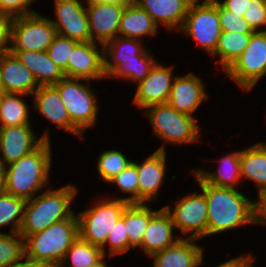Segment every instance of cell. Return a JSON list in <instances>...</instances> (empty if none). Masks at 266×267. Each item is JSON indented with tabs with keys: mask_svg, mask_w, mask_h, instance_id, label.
Listing matches in <instances>:
<instances>
[{
	"mask_svg": "<svg viewBox=\"0 0 266 267\" xmlns=\"http://www.w3.org/2000/svg\"><path fill=\"white\" fill-rule=\"evenodd\" d=\"M132 161L119 150H108L100 153L97 170L100 177L107 183L122 170H124Z\"/></svg>",
	"mask_w": 266,
	"mask_h": 267,
	"instance_id": "e575fe53",
	"label": "cell"
},
{
	"mask_svg": "<svg viewBox=\"0 0 266 267\" xmlns=\"http://www.w3.org/2000/svg\"><path fill=\"white\" fill-rule=\"evenodd\" d=\"M78 237V217L73 214L43 231L29 235L25 239V256L50 267H58Z\"/></svg>",
	"mask_w": 266,
	"mask_h": 267,
	"instance_id": "5b68a950",
	"label": "cell"
},
{
	"mask_svg": "<svg viewBox=\"0 0 266 267\" xmlns=\"http://www.w3.org/2000/svg\"><path fill=\"white\" fill-rule=\"evenodd\" d=\"M26 201L7 192L0 194V228L10 224L11 234L19 233Z\"/></svg>",
	"mask_w": 266,
	"mask_h": 267,
	"instance_id": "d6a6232c",
	"label": "cell"
},
{
	"mask_svg": "<svg viewBox=\"0 0 266 267\" xmlns=\"http://www.w3.org/2000/svg\"><path fill=\"white\" fill-rule=\"evenodd\" d=\"M81 78L64 77L53 85L59 92L71 122L83 133L85 128L94 126L98 105L90 87Z\"/></svg>",
	"mask_w": 266,
	"mask_h": 267,
	"instance_id": "9c48e42d",
	"label": "cell"
},
{
	"mask_svg": "<svg viewBox=\"0 0 266 267\" xmlns=\"http://www.w3.org/2000/svg\"><path fill=\"white\" fill-rule=\"evenodd\" d=\"M33 74L39 86L57 84L65 75L64 72L50 59L47 51H10Z\"/></svg>",
	"mask_w": 266,
	"mask_h": 267,
	"instance_id": "d4e9b609",
	"label": "cell"
},
{
	"mask_svg": "<svg viewBox=\"0 0 266 267\" xmlns=\"http://www.w3.org/2000/svg\"><path fill=\"white\" fill-rule=\"evenodd\" d=\"M158 211L151 210L144 203H129L127 205L121 217L125 221L129 249L131 247L135 249L141 245L149 221Z\"/></svg>",
	"mask_w": 266,
	"mask_h": 267,
	"instance_id": "f1b7e54d",
	"label": "cell"
},
{
	"mask_svg": "<svg viewBox=\"0 0 266 267\" xmlns=\"http://www.w3.org/2000/svg\"><path fill=\"white\" fill-rule=\"evenodd\" d=\"M194 0L180 30L192 37L210 54L215 52L221 35L218 0Z\"/></svg>",
	"mask_w": 266,
	"mask_h": 267,
	"instance_id": "ba28073f",
	"label": "cell"
},
{
	"mask_svg": "<svg viewBox=\"0 0 266 267\" xmlns=\"http://www.w3.org/2000/svg\"><path fill=\"white\" fill-rule=\"evenodd\" d=\"M97 42H79L72 51L67 64V77L92 79L107 78L104 73V48Z\"/></svg>",
	"mask_w": 266,
	"mask_h": 267,
	"instance_id": "e0dca14e",
	"label": "cell"
},
{
	"mask_svg": "<svg viewBox=\"0 0 266 267\" xmlns=\"http://www.w3.org/2000/svg\"><path fill=\"white\" fill-rule=\"evenodd\" d=\"M108 243L109 255L122 254L129 250V239L127 236L125 221L120 217L114 228L109 232L105 244L101 247L102 253L105 256L104 246Z\"/></svg>",
	"mask_w": 266,
	"mask_h": 267,
	"instance_id": "74e56055",
	"label": "cell"
},
{
	"mask_svg": "<svg viewBox=\"0 0 266 267\" xmlns=\"http://www.w3.org/2000/svg\"><path fill=\"white\" fill-rule=\"evenodd\" d=\"M218 15L222 32L253 33L249 24L234 13L225 9L218 1Z\"/></svg>",
	"mask_w": 266,
	"mask_h": 267,
	"instance_id": "f35d334b",
	"label": "cell"
},
{
	"mask_svg": "<svg viewBox=\"0 0 266 267\" xmlns=\"http://www.w3.org/2000/svg\"><path fill=\"white\" fill-rule=\"evenodd\" d=\"M194 0H135L156 22L163 23L167 29L180 30Z\"/></svg>",
	"mask_w": 266,
	"mask_h": 267,
	"instance_id": "603a6c76",
	"label": "cell"
},
{
	"mask_svg": "<svg viewBox=\"0 0 266 267\" xmlns=\"http://www.w3.org/2000/svg\"><path fill=\"white\" fill-rule=\"evenodd\" d=\"M109 184H116L120 190L125 193H131L132 196L123 198L129 203H139V186H138V172L136 165L131 162L118 175L113 177Z\"/></svg>",
	"mask_w": 266,
	"mask_h": 267,
	"instance_id": "8d00e7d4",
	"label": "cell"
},
{
	"mask_svg": "<svg viewBox=\"0 0 266 267\" xmlns=\"http://www.w3.org/2000/svg\"><path fill=\"white\" fill-rule=\"evenodd\" d=\"M56 34L50 18L39 13L15 17L11 23L9 51H47Z\"/></svg>",
	"mask_w": 266,
	"mask_h": 267,
	"instance_id": "30bf717a",
	"label": "cell"
},
{
	"mask_svg": "<svg viewBox=\"0 0 266 267\" xmlns=\"http://www.w3.org/2000/svg\"><path fill=\"white\" fill-rule=\"evenodd\" d=\"M128 2L124 0H95L86 2L88 4L86 10L92 42L96 43L97 40L103 47L106 43L117 37L120 19Z\"/></svg>",
	"mask_w": 266,
	"mask_h": 267,
	"instance_id": "7c38bea8",
	"label": "cell"
},
{
	"mask_svg": "<svg viewBox=\"0 0 266 267\" xmlns=\"http://www.w3.org/2000/svg\"><path fill=\"white\" fill-rule=\"evenodd\" d=\"M24 258H26L25 262H20V260L18 262H15L12 266L10 267H50L47 264L35 261L27 256H24Z\"/></svg>",
	"mask_w": 266,
	"mask_h": 267,
	"instance_id": "bcb514c9",
	"label": "cell"
},
{
	"mask_svg": "<svg viewBox=\"0 0 266 267\" xmlns=\"http://www.w3.org/2000/svg\"><path fill=\"white\" fill-rule=\"evenodd\" d=\"M243 19L254 32L260 31L258 28L266 25V0H249Z\"/></svg>",
	"mask_w": 266,
	"mask_h": 267,
	"instance_id": "ab89813d",
	"label": "cell"
},
{
	"mask_svg": "<svg viewBox=\"0 0 266 267\" xmlns=\"http://www.w3.org/2000/svg\"><path fill=\"white\" fill-rule=\"evenodd\" d=\"M247 267H253V266H252V262H251Z\"/></svg>",
	"mask_w": 266,
	"mask_h": 267,
	"instance_id": "816d5d0a",
	"label": "cell"
},
{
	"mask_svg": "<svg viewBox=\"0 0 266 267\" xmlns=\"http://www.w3.org/2000/svg\"><path fill=\"white\" fill-rule=\"evenodd\" d=\"M202 83V80L191 72L185 76H175L167 103L178 112L192 116L208 97Z\"/></svg>",
	"mask_w": 266,
	"mask_h": 267,
	"instance_id": "ac0fdd59",
	"label": "cell"
},
{
	"mask_svg": "<svg viewBox=\"0 0 266 267\" xmlns=\"http://www.w3.org/2000/svg\"><path fill=\"white\" fill-rule=\"evenodd\" d=\"M76 194L77 188L69 184L57 190L48 189L27 200L19 234L26 239L55 222L70 218L74 214L70 204Z\"/></svg>",
	"mask_w": 266,
	"mask_h": 267,
	"instance_id": "3957f363",
	"label": "cell"
},
{
	"mask_svg": "<svg viewBox=\"0 0 266 267\" xmlns=\"http://www.w3.org/2000/svg\"><path fill=\"white\" fill-rule=\"evenodd\" d=\"M34 107L50 122L70 133L82 136V132L71 122L58 90L53 86H39L33 94Z\"/></svg>",
	"mask_w": 266,
	"mask_h": 267,
	"instance_id": "ffe728a7",
	"label": "cell"
},
{
	"mask_svg": "<svg viewBox=\"0 0 266 267\" xmlns=\"http://www.w3.org/2000/svg\"><path fill=\"white\" fill-rule=\"evenodd\" d=\"M25 256V239L19 233L0 232V267H10Z\"/></svg>",
	"mask_w": 266,
	"mask_h": 267,
	"instance_id": "836d02e7",
	"label": "cell"
},
{
	"mask_svg": "<svg viewBox=\"0 0 266 267\" xmlns=\"http://www.w3.org/2000/svg\"><path fill=\"white\" fill-rule=\"evenodd\" d=\"M255 212V224H266V192L258 195V201H255Z\"/></svg>",
	"mask_w": 266,
	"mask_h": 267,
	"instance_id": "ee69618b",
	"label": "cell"
},
{
	"mask_svg": "<svg viewBox=\"0 0 266 267\" xmlns=\"http://www.w3.org/2000/svg\"><path fill=\"white\" fill-rule=\"evenodd\" d=\"M199 185L207 200V236L256 223L255 201L232 187Z\"/></svg>",
	"mask_w": 266,
	"mask_h": 267,
	"instance_id": "6da1fadb",
	"label": "cell"
},
{
	"mask_svg": "<svg viewBox=\"0 0 266 267\" xmlns=\"http://www.w3.org/2000/svg\"><path fill=\"white\" fill-rule=\"evenodd\" d=\"M19 93H3L0 95V127L31 125L28 107Z\"/></svg>",
	"mask_w": 266,
	"mask_h": 267,
	"instance_id": "4dcf8cb0",
	"label": "cell"
},
{
	"mask_svg": "<svg viewBox=\"0 0 266 267\" xmlns=\"http://www.w3.org/2000/svg\"><path fill=\"white\" fill-rule=\"evenodd\" d=\"M254 258L251 255L247 256H237L233 259H230L217 267H247L251 262H253Z\"/></svg>",
	"mask_w": 266,
	"mask_h": 267,
	"instance_id": "f6af8a7d",
	"label": "cell"
},
{
	"mask_svg": "<svg viewBox=\"0 0 266 267\" xmlns=\"http://www.w3.org/2000/svg\"><path fill=\"white\" fill-rule=\"evenodd\" d=\"M155 135L171 144H191L199 141V126L194 116L178 112L168 103L149 106L145 109Z\"/></svg>",
	"mask_w": 266,
	"mask_h": 267,
	"instance_id": "8992f818",
	"label": "cell"
},
{
	"mask_svg": "<svg viewBox=\"0 0 266 267\" xmlns=\"http://www.w3.org/2000/svg\"><path fill=\"white\" fill-rule=\"evenodd\" d=\"M85 2H88V1H95V0H84ZM124 1H128V0H124Z\"/></svg>",
	"mask_w": 266,
	"mask_h": 267,
	"instance_id": "f907efd6",
	"label": "cell"
},
{
	"mask_svg": "<svg viewBox=\"0 0 266 267\" xmlns=\"http://www.w3.org/2000/svg\"><path fill=\"white\" fill-rule=\"evenodd\" d=\"M226 74L247 91L256 85L266 74V30L252 33L247 47Z\"/></svg>",
	"mask_w": 266,
	"mask_h": 267,
	"instance_id": "8fae6325",
	"label": "cell"
},
{
	"mask_svg": "<svg viewBox=\"0 0 266 267\" xmlns=\"http://www.w3.org/2000/svg\"><path fill=\"white\" fill-rule=\"evenodd\" d=\"M240 164L242 178L256 183L258 195L266 192V143H257L241 150Z\"/></svg>",
	"mask_w": 266,
	"mask_h": 267,
	"instance_id": "83f0119b",
	"label": "cell"
},
{
	"mask_svg": "<svg viewBox=\"0 0 266 267\" xmlns=\"http://www.w3.org/2000/svg\"><path fill=\"white\" fill-rule=\"evenodd\" d=\"M104 258L103 257L97 264H94V265H91V266H88V267H107L105 261H104Z\"/></svg>",
	"mask_w": 266,
	"mask_h": 267,
	"instance_id": "c3c4849f",
	"label": "cell"
},
{
	"mask_svg": "<svg viewBox=\"0 0 266 267\" xmlns=\"http://www.w3.org/2000/svg\"><path fill=\"white\" fill-rule=\"evenodd\" d=\"M6 192V172L5 166L0 163V194Z\"/></svg>",
	"mask_w": 266,
	"mask_h": 267,
	"instance_id": "7dc6e473",
	"label": "cell"
},
{
	"mask_svg": "<svg viewBox=\"0 0 266 267\" xmlns=\"http://www.w3.org/2000/svg\"><path fill=\"white\" fill-rule=\"evenodd\" d=\"M252 33L221 32L213 56H220L217 61L226 71L247 47Z\"/></svg>",
	"mask_w": 266,
	"mask_h": 267,
	"instance_id": "f546056e",
	"label": "cell"
},
{
	"mask_svg": "<svg viewBox=\"0 0 266 267\" xmlns=\"http://www.w3.org/2000/svg\"><path fill=\"white\" fill-rule=\"evenodd\" d=\"M219 3L228 11L234 13L239 17H243L245 12L247 11L248 1L249 0H225Z\"/></svg>",
	"mask_w": 266,
	"mask_h": 267,
	"instance_id": "7bdbcfd3",
	"label": "cell"
},
{
	"mask_svg": "<svg viewBox=\"0 0 266 267\" xmlns=\"http://www.w3.org/2000/svg\"><path fill=\"white\" fill-rule=\"evenodd\" d=\"M50 144V140H44L35 150L5 166L7 193L29 200L48 184Z\"/></svg>",
	"mask_w": 266,
	"mask_h": 267,
	"instance_id": "7a4b0ae2",
	"label": "cell"
},
{
	"mask_svg": "<svg viewBox=\"0 0 266 267\" xmlns=\"http://www.w3.org/2000/svg\"><path fill=\"white\" fill-rule=\"evenodd\" d=\"M79 41L56 34L47 49L50 59L64 72L67 77L68 59Z\"/></svg>",
	"mask_w": 266,
	"mask_h": 267,
	"instance_id": "d590c367",
	"label": "cell"
},
{
	"mask_svg": "<svg viewBox=\"0 0 266 267\" xmlns=\"http://www.w3.org/2000/svg\"><path fill=\"white\" fill-rule=\"evenodd\" d=\"M164 208L170 214L175 228L183 234L191 233L190 238L198 240L207 236V200L203 192L201 194L194 192L176 201L173 212L169 205Z\"/></svg>",
	"mask_w": 266,
	"mask_h": 267,
	"instance_id": "4fadbf2b",
	"label": "cell"
},
{
	"mask_svg": "<svg viewBox=\"0 0 266 267\" xmlns=\"http://www.w3.org/2000/svg\"><path fill=\"white\" fill-rule=\"evenodd\" d=\"M1 58H2V54H0V95L4 93V86H3L2 78H1Z\"/></svg>",
	"mask_w": 266,
	"mask_h": 267,
	"instance_id": "681fc988",
	"label": "cell"
},
{
	"mask_svg": "<svg viewBox=\"0 0 266 267\" xmlns=\"http://www.w3.org/2000/svg\"><path fill=\"white\" fill-rule=\"evenodd\" d=\"M33 1L34 0H0V13L6 14L12 18L37 13L27 8Z\"/></svg>",
	"mask_w": 266,
	"mask_h": 267,
	"instance_id": "60d3db41",
	"label": "cell"
},
{
	"mask_svg": "<svg viewBox=\"0 0 266 267\" xmlns=\"http://www.w3.org/2000/svg\"><path fill=\"white\" fill-rule=\"evenodd\" d=\"M103 257L105 256L102 253L101 247L93 245L79 236L71 244L62 263L58 267H67L65 262L68 258L71 260V264L68 267H88L97 264Z\"/></svg>",
	"mask_w": 266,
	"mask_h": 267,
	"instance_id": "1f68e13d",
	"label": "cell"
},
{
	"mask_svg": "<svg viewBox=\"0 0 266 267\" xmlns=\"http://www.w3.org/2000/svg\"><path fill=\"white\" fill-rule=\"evenodd\" d=\"M198 239L181 238L173 245L151 255L154 267H197L203 263L204 248L194 244Z\"/></svg>",
	"mask_w": 266,
	"mask_h": 267,
	"instance_id": "44dd1931",
	"label": "cell"
},
{
	"mask_svg": "<svg viewBox=\"0 0 266 267\" xmlns=\"http://www.w3.org/2000/svg\"><path fill=\"white\" fill-rule=\"evenodd\" d=\"M173 67L155 63L149 75L138 83L134 103L138 108L145 109L152 105L167 103L171 88Z\"/></svg>",
	"mask_w": 266,
	"mask_h": 267,
	"instance_id": "2e32d148",
	"label": "cell"
},
{
	"mask_svg": "<svg viewBox=\"0 0 266 267\" xmlns=\"http://www.w3.org/2000/svg\"><path fill=\"white\" fill-rule=\"evenodd\" d=\"M137 40L117 36L103 46L106 77L140 82L149 75L156 61L152 58L150 51L143 48L141 39Z\"/></svg>",
	"mask_w": 266,
	"mask_h": 267,
	"instance_id": "277c9868",
	"label": "cell"
},
{
	"mask_svg": "<svg viewBox=\"0 0 266 267\" xmlns=\"http://www.w3.org/2000/svg\"><path fill=\"white\" fill-rule=\"evenodd\" d=\"M57 21H52L56 33L79 42H90L89 19L79 0H55Z\"/></svg>",
	"mask_w": 266,
	"mask_h": 267,
	"instance_id": "5bb4252c",
	"label": "cell"
},
{
	"mask_svg": "<svg viewBox=\"0 0 266 267\" xmlns=\"http://www.w3.org/2000/svg\"><path fill=\"white\" fill-rule=\"evenodd\" d=\"M158 25L134 1H129L120 19L118 36L142 39L144 35H156Z\"/></svg>",
	"mask_w": 266,
	"mask_h": 267,
	"instance_id": "484cf974",
	"label": "cell"
},
{
	"mask_svg": "<svg viewBox=\"0 0 266 267\" xmlns=\"http://www.w3.org/2000/svg\"><path fill=\"white\" fill-rule=\"evenodd\" d=\"M12 17L0 13V54L10 50Z\"/></svg>",
	"mask_w": 266,
	"mask_h": 267,
	"instance_id": "b9f144b4",
	"label": "cell"
},
{
	"mask_svg": "<svg viewBox=\"0 0 266 267\" xmlns=\"http://www.w3.org/2000/svg\"><path fill=\"white\" fill-rule=\"evenodd\" d=\"M221 166L216 173H209L204 170H192L198 184H210L218 187L235 188L241 181L240 151L231 153L221 158Z\"/></svg>",
	"mask_w": 266,
	"mask_h": 267,
	"instance_id": "4316f807",
	"label": "cell"
},
{
	"mask_svg": "<svg viewBox=\"0 0 266 267\" xmlns=\"http://www.w3.org/2000/svg\"><path fill=\"white\" fill-rule=\"evenodd\" d=\"M48 133L46 131L38 139L30 125L0 127V163L6 166L18 161L35 150L44 140H50Z\"/></svg>",
	"mask_w": 266,
	"mask_h": 267,
	"instance_id": "9a60e30c",
	"label": "cell"
},
{
	"mask_svg": "<svg viewBox=\"0 0 266 267\" xmlns=\"http://www.w3.org/2000/svg\"><path fill=\"white\" fill-rule=\"evenodd\" d=\"M175 226L168 211L163 207L150 219L140 247L151 256L175 244L180 238L173 239Z\"/></svg>",
	"mask_w": 266,
	"mask_h": 267,
	"instance_id": "cb8c5ba5",
	"label": "cell"
},
{
	"mask_svg": "<svg viewBox=\"0 0 266 267\" xmlns=\"http://www.w3.org/2000/svg\"><path fill=\"white\" fill-rule=\"evenodd\" d=\"M138 172L139 203L151 202L156 199L158 190L165 175L166 151L162 145L153 154L138 164L132 161Z\"/></svg>",
	"mask_w": 266,
	"mask_h": 267,
	"instance_id": "d6986e66",
	"label": "cell"
},
{
	"mask_svg": "<svg viewBox=\"0 0 266 267\" xmlns=\"http://www.w3.org/2000/svg\"><path fill=\"white\" fill-rule=\"evenodd\" d=\"M1 78L5 93L33 95L39 88L32 72L10 51L2 53Z\"/></svg>",
	"mask_w": 266,
	"mask_h": 267,
	"instance_id": "7402d4cb",
	"label": "cell"
},
{
	"mask_svg": "<svg viewBox=\"0 0 266 267\" xmlns=\"http://www.w3.org/2000/svg\"><path fill=\"white\" fill-rule=\"evenodd\" d=\"M128 204L129 202L123 198H107L99 201L95 207L80 212L77 215L79 236L93 245L102 247Z\"/></svg>",
	"mask_w": 266,
	"mask_h": 267,
	"instance_id": "52a82bcc",
	"label": "cell"
}]
</instances>
